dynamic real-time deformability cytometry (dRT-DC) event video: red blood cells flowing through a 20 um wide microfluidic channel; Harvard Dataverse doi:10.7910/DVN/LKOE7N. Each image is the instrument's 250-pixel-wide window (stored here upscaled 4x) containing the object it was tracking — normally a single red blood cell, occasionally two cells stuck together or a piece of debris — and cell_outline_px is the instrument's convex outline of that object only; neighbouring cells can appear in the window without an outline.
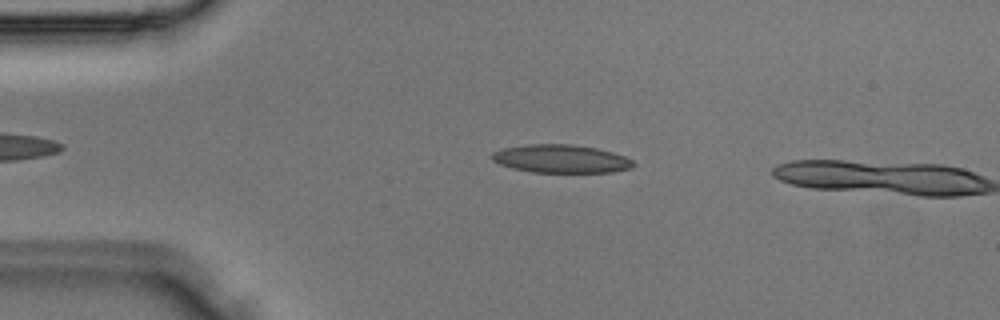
{"species": "Egyptian fruit bat (a non-hibernating species)", "species_latin": "Rousettus aegyptiacus", "temperature_condition": "room temperature", "stored_images_in_passage": 4, "camera_frame_rate_fps": 3000, "um_per_image_px": 0.085, "animal": {"sex": "male"}, "frame": {"image": 1, "passage_image": 3, "time_ms": 0.667, "image_size_px": [1000, 320], "cell_outline_px": [[636, 164], [632, 168], [612, 172], [532, 172], [512, 168], [500, 164], [492, 160], [492, 152], [504, 148], [524, 144], [572, 144], [596, 148], [612, 152], [624, 156], [632, 160]], "centroid_in_image_um": [47.69, 13.49], "position_along_channel_um": 37.3, "area_um2": 23.24}}